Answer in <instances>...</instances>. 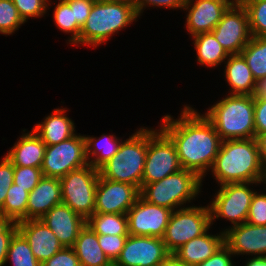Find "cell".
<instances>
[{"instance_id": "cell-1", "label": "cell", "mask_w": 266, "mask_h": 266, "mask_svg": "<svg viewBox=\"0 0 266 266\" xmlns=\"http://www.w3.org/2000/svg\"><path fill=\"white\" fill-rule=\"evenodd\" d=\"M179 117L164 115L160 128L174 142L182 169L195 172L203 180L223 140L204 114L194 108L185 105Z\"/></svg>"}, {"instance_id": "cell-2", "label": "cell", "mask_w": 266, "mask_h": 266, "mask_svg": "<svg viewBox=\"0 0 266 266\" xmlns=\"http://www.w3.org/2000/svg\"><path fill=\"white\" fill-rule=\"evenodd\" d=\"M263 165L255 138L222 141L211 167L219 185L238 182H260Z\"/></svg>"}, {"instance_id": "cell-3", "label": "cell", "mask_w": 266, "mask_h": 266, "mask_svg": "<svg viewBox=\"0 0 266 266\" xmlns=\"http://www.w3.org/2000/svg\"><path fill=\"white\" fill-rule=\"evenodd\" d=\"M204 116L223 141L255 138L253 96L230 94L211 106Z\"/></svg>"}, {"instance_id": "cell-4", "label": "cell", "mask_w": 266, "mask_h": 266, "mask_svg": "<svg viewBox=\"0 0 266 266\" xmlns=\"http://www.w3.org/2000/svg\"><path fill=\"white\" fill-rule=\"evenodd\" d=\"M134 5L130 0L117 2L95 1L79 35V44L97 47L107 42L113 34L137 21Z\"/></svg>"}, {"instance_id": "cell-5", "label": "cell", "mask_w": 266, "mask_h": 266, "mask_svg": "<svg viewBox=\"0 0 266 266\" xmlns=\"http://www.w3.org/2000/svg\"><path fill=\"white\" fill-rule=\"evenodd\" d=\"M146 154L147 128L141 127L121 141L117 153L99 168V174L105 179L134 185L140 191Z\"/></svg>"}, {"instance_id": "cell-6", "label": "cell", "mask_w": 266, "mask_h": 266, "mask_svg": "<svg viewBox=\"0 0 266 266\" xmlns=\"http://www.w3.org/2000/svg\"><path fill=\"white\" fill-rule=\"evenodd\" d=\"M202 185V179L195 172L181 169L160 181L142 184L140 196L149 203L174 211L195 199Z\"/></svg>"}, {"instance_id": "cell-7", "label": "cell", "mask_w": 266, "mask_h": 266, "mask_svg": "<svg viewBox=\"0 0 266 266\" xmlns=\"http://www.w3.org/2000/svg\"><path fill=\"white\" fill-rule=\"evenodd\" d=\"M99 169L90 164L70 171L60 180L62 203L86 221L94 214Z\"/></svg>"}, {"instance_id": "cell-8", "label": "cell", "mask_w": 266, "mask_h": 266, "mask_svg": "<svg viewBox=\"0 0 266 266\" xmlns=\"http://www.w3.org/2000/svg\"><path fill=\"white\" fill-rule=\"evenodd\" d=\"M209 206H189L172 212L164 237L169 253H174L182 245L201 236L211 227Z\"/></svg>"}, {"instance_id": "cell-9", "label": "cell", "mask_w": 266, "mask_h": 266, "mask_svg": "<svg viewBox=\"0 0 266 266\" xmlns=\"http://www.w3.org/2000/svg\"><path fill=\"white\" fill-rule=\"evenodd\" d=\"M181 169L177 149L171 138L161 128L147 129V154L142 184L160 181Z\"/></svg>"}, {"instance_id": "cell-10", "label": "cell", "mask_w": 266, "mask_h": 266, "mask_svg": "<svg viewBox=\"0 0 266 266\" xmlns=\"http://www.w3.org/2000/svg\"><path fill=\"white\" fill-rule=\"evenodd\" d=\"M259 182H238L220 185V189L208 205L210 209L211 224L214 219L224 218L233 225L247 222L251 200L256 191L251 190L250 185Z\"/></svg>"}, {"instance_id": "cell-11", "label": "cell", "mask_w": 266, "mask_h": 266, "mask_svg": "<svg viewBox=\"0 0 266 266\" xmlns=\"http://www.w3.org/2000/svg\"><path fill=\"white\" fill-rule=\"evenodd\" d=\"M85 135H74L63 142L46 146L42 174L61 179L72 170L88 165Z\"/></svg>"}, {"instance_id": "cell-12", "label": "cell", "mask_w": 266, "mask_h": 266, "mask_svg": "<svg viewBox=\"0 0 266 266\" xmlns=\"http://www.w3.org/2000/svg\"><path fill=\"white\" fill-rule=\"evenodd\" d=\"M211 32L230 55L240 54L252 37L246 8L235 1Z\"/></svg>"}, {"instance_id": "cell-13", "label": "cell", "mask_w": 266, "mask_h": 266, "mask_svg": "<svg viewBox=\"0 0 266 266\" xmlns=\"http://www.w3.org/2000/svg\"><path fill=\"white\" fill-rule=\"evenodd\" d=\"M172 212L147 202L139 195L126 214L129 235L163 238Z\"/></svg>"}, {"instance_id": "cell-14", "label": "cell", "mask_w": 266, "mask_h": 266, "mask_svg": "<svg viewBox=\"0 0 266 266\" xmlns=\"http://www.w3.org/2000/svg\"><path fill=\"white\" fill-rule=\"evenodd\" d=\"M168 254L162 238L128 235L113 266H158Z\"/></svg>"}, {"instance_id": "cell-15", "label": "cell", "mask_w": 266, "mask_h": 266, "mask_svg": "<svg viewBox=\"0 0 266 266\" xmlns=\"http://www.w3.org/2000/svg\"><path fill=\"white\" fill-rule=\"evenodd\" d=\"M139 195L140 191L134 185L99 175L94 213L127 214Z\"/></svg>"}, {"instance_id": "cell-16", "label": "cell", "mask_w": 266, "mask_h": 266, "mask_svg": "<svg viewBox=\"0 0 266 266\" xmlns=\"http://www.w3.org/2000/svg\"><path fill=\"white\" fill-rule=\"evenodd\" d=\"M236 0H185L186 30L192 37L211 32ZM194 2V3H193Z\"/></svg>"}, {"instance_id": "cell-17", "label": "cell", "mask_w": 266, "mask_h": 266, "mask_svg": "<svg viewBox=\"0 0 266 266\" xmlns=\"http://www.w3.org/2000/svg\"><path fill=\"white\" fill-rule=\"evenodd\" d=\"M225 244L236 255L266 256V225L247 222L224 230Z\"/></svg>"}, {"instance_id": "cell-18", "label": "cell", "mask_w": 266, "mask_h": 266, "mask_svg": "<svg viewBox=\"0 0 266 266\" xmlns=\"http://www.w3.org/2000/svg\"><path fill=\"white\" fill-rule=\"evenodd\" d=\"M63 247H73L86 220L64 203L57 204L40 219Z\"/></svg>"}, {"instance_id": "cell-19", "label": "cell", "mask_w": 266, "mask_h": 266, "mask_svg": "<svg viewBox=\"0 0 266 266\" xmlns=\"http://www.w3.org/2000/svg\"><path fill=\"white\" fill-rule=\"evenodd\" d=\"M17 227L41 264L63 248L58 238L40 219L20 221Z\"/></svg>"}, {"instance_id": "cell-20", "label": "cell", "mask_w": 266, "mask_h": 266, "mask_svg": "<svg viewBox=\"0 0 266 266\" xmlns=\"http://www.w3.org/2000/svg\"><path fill=\"white\" fill-rule=\"evenodd\" d=\"M60 203H62L60 180L43 176L29 192L27 220L41 219L49 210Z\"/></svg>"}, {"instance_id": "cell-21", "label": "cell", "mask_w": 266, "mask_h": 266, "mask_svg": "<svg viewBox=\"0 0 266 266\" xmlns=\"http://www.w3.org/2000/svg\"><path fill=\"white\" fill-rule=\"evenodd\" d=\"M19 138L5 155L7 159L14 166L41 168L46 144L33 130Z\"/></svg>"}, {"instance_id": "cell-22", "label": "cell", "mask_w": 266, "mask_h": 266, "mask_svg": "<svg viewBox=\"0 0 266 266\" xmlns=\"http://www.w3.org/2000/svg\"><path fill=\"white\" fill-rule=\"evenodd\" d=\"M207 230L204 234L182 245L174 254L183 262L196 266L211 257L225 244V233L210 235Z\"/></svg>"}, {"instance_id": "cell-23", "label": "cell", "mask_w": 266, "mask_h": 266, "mask_svg": "<svg viewBox=\"0 0 266 266\" xmlns=\"http://www.w3.org/2000/svg\"><path fill=\"white\" fill-rule=\"evenodd\" d=\"M66 110L64 108L54 109L52 114L45 117L41 124L38 123L33 127L32 130L46 146L63 142L76 134L74 122L67 117Z\"/></svg>"}, {"instance_id": "cell-24", "label": "cell", "mask_w": 266, "mask_h": 266, "mask_svg": "<svg viewBox=\"0 0 266 266\" xmlns=\"http://www.w3.org/2000/svg\"><path fill=\"white\" fill-rule=\"evenodd\" d=\"M225 80L231 86V95H250L253 96L256 80L247 65L246 60L241 54H233L225 61Z\"/></svg>"}, {"instance_id": "cell-25", "label": "cell", "mask_w": 266, "mask_h": 266, "mask_svg": "<svg viewBox=\"0 0 266 266\" xmlns=\"http://www.w3.org/2000/svg\"><path fill=\"white\" fill-rule=\"evenodd\" d=\"M73 249L81 266H113L101 249L97 234L87 225L80 231Z\"/></svg>"}, {"instance_id": "cell-26", "label": "cell", "mask_w": 266, "mask_h": 266, "mask_svg": "<svg viewBox=\"0 0 266 266\" xmlns=\"http://www.w3.org/2000/svg\"><path fill=\"white\" fill-rule=\"evenodd\" d=\"M85 140L87 161L92 167L97 169L117 153L120 141H122L114 134H102L98 139L85 135Z\"/></svg>"}, {"instance_id": "cell-27", "label": "cell", "mask_w": 266, "mask_h": 266, "mask_svg": "<svg viewBox=\"0 0 266 266\" xmlns=\"http://www.w3.org/2000/svg\"><path fill=\"white\" fill-rule=\"evenodd\" d=\"M193 39L197 53V61L201 66L217 67L230 56L212 32L195 35Z\"/></svg>"}, {"instance_id": "cell-28", "label": "cell", "mask_w": 266, "mask_h": 266, "mask_svg": "<svg viewBox=\"0 0 266 266\" xmlns=\"http://www.w3.org/2000/svg\"><path fill=\"white\" fill-rule=\"evenodd\" d=\"M86 225L97 235H129L126 214L94 213L86 221Z\"/></svg>"}, {"instance_id": "cell-29", "label": "cell", "mask_w": 266, "mask_h": 266, "mask_svg": "<svg viewBox=\"0 0 266 266\" xmlns=\"http://www.w3.org/2000/svg\"><path fill=\"white\" fill-rule=\"evenodd\" d=\"M29 192L12 184L8 189L4 207L0 210V220L20 222L27 220V203Z\"/></svg>"}, {"instance_id": "cell-30", "label": "cell", "mask_w": 266, "mask_h": 266, "mask_svg": "<svg viewBox=\"0 0 266 266\" xmlns=\"http://www.w3.org/2000/svg\"><path fill=\"white\" fill-rule=\"evenodd\" d=\"M240 54L256 81L266 78V38L252 36Z\"/></svg>"}, {"instance_id": "cell-31", "label": "cell", "mask_w": 266, "mask_h": 266, "mask_svg": "<svg viewBox=\"0 0 266 266\" xmlns=\"http://www.w3.org/2000/svg\"><path fill=\"white\" fill-rule=\"evenodd\" d=\"M53 19L55 26L65 33H71L69 44L78 45L81 27L74 20V0L68 2H58L56 4Z\"/></svg>"}, {"instance_id": "cell-32", "label": "cell", "mask_w": 266, "mask_h": 266, "mask_svg": "<svg viewBox=\"0 0 266 266\" xmlns=\"http://www.w3.org/2000/svg\"><path fill=\"white\" fill-rule=\"evenodd\" d=\"M8 260L13 266H41V263L33 255L28 241L19 231L10 241L6 262Z\"/></svg>"}, {"instance_id": "cell-33", "label": "cell", "mask_w": 266, "mask_h": 266, "mask_svg": "<svg viewBox=\"0 0 266 266\" xmlns=\"http://www.w3.org/2000/svg\"><path fill=\"white\" fill-rule=\"evenodd\" d=\"M247 10L251 36L266 38V0H236Z\"/></svg>"}, {"instance_id": "cell-34", "label": "cell", "mask_w": 266, "mask_h": 266, "mask_svg": "<svg viewBox=\"0 0 266 266\" xmlns=\"http://www.w3.org/2000/svg\"><path fill=\"white\" fill-rule=\"evenodd\" d=\"M25 22L12 0H0V33L11 35Z\"/></svg>"}, {"instance_id": "cell-35", "label": "cell", "mask_w": 266, "mask_h": 266, "mask_svg": "<svg viewBox=\"0 0 266 266\" xmlns=\"http://www.w3.org/2000/svg\"><path fill=\"white\" fill-rule=\"evenodd\" d=\"M14 184L31 192L43 177L42 169L37 167L14 166Z\"/></svg>"}, {"instance_id": "cell-36", "label": "cell", "mask_w": 266, "mask_h": 266, "mask_svg": "<svg viewBox=\"0 0 266 266\" xmlns=\"http://www.w3.org/2000/svg\"><path fill=\"white\" fill-rule=\"evenodd\" d=\"M12 2L24 22H27L29 18L43 17L47 13L46 0H12Z\"/></svg>"}, {"instance_id": "cell-37", "label": "cell", "mask_w": 266, "mask_h": 266, "mask_svg": "<svg viewBox=\"0 0 266 266\" xmlns=\"http://www.w3.org/2000/svg\"><path fill=\"white\" fill-rule=\"evenodd\" d=\"M127 238L128 236L97 235L101 249L112 263L119 257Z\"/></svg>"}, {"instance_id": "cell-38", "label": "cell", "mask_w": 266, "mask_h": 266, "mask_svg": "<svg viewBox=\"0 0 266 266\" xmlns=\"http://www.w3.org/2000/svg\"><path fill=\"white\" fill-rule=\"evenodd\" d=\"M247 223L265 226L266 225V194L255 192L248 212Z\"/></svg>"}, {"instance_id": "cell-39", "label": "cell", "mask_w": 266, "mask_h": 266, "mask_svg": "<svg viewBox=\"0 0 266 266\" xmlns=\"http://www.w3.org/2000/svg\"><path fill=\"white\" fill-rule=\"evenodd\" d=\"M14 165L4 156L0 163V210L4 207L8 189L14 183Z\"/></svg>"}, {"instance_id": "cell-40", "label": "cell", "mask_w": 266, "mask_h": 266, "mask_svg": "<svg viewBox=\"0 0 266 266\" xmlns=\"http://www.w3.org/2000/svg\"><path fill=\"white\" fill-rule=\"evenodd\" d=\"M17 231V222L0 220V266L6 264L9 244Z\"/></svg>"}, {"instance_id": "cell-41", "label": "cell", "mask_w": 266, "mask_h": 266, "mask_svg": "<svg viewBox=\"0 0 266 266\" xmlns=\"http://www.w3.org/2000/svg\"><path fill=\"white\" fill-rule=\"evenodd\" d=\"M41 266H81L73 247H63Z\"/></svg>"}, {"instance_id": "cell-42", "label": "cell", "mask_w": 266, "mask_h": 266, "mask_svg": "<svg viewBox=\"0 0 266 266\" xmlns=\"http://www.w3.org/2000/svg\"><path fill=\"white\" fill-rule=\"evenodd\" d=\"M131 3L134 5L135 11L138 16H141V13H143V9L146 8V6H155V7H165V8H171V9H177L181 8L183 9L185 0H130Z\"/></svg>"}, {"instance_id": "cell-43", "label": "cell", "mask_w": 266, "mask_h": 266, "mask_svg": "<svg viewBox=\"0 0 266 266\" xmlns=\"http://www.w3.org/2000/svg\"><path fill=\"white\" fill-rule=\"evenodd\" d=\"M233 255L230 248L224 244L211 257L196 266H234L231 260Z\"/></svg>"}, {"instance_id": "cell-44", "label": "cell", "mask_w": 266, "mask_h": 266, "mask_svg": "<svg viewBox=\"0 0 266 266\" xmlns=\"http://www.w3.org/2000/svg\"><path fill=\"white\" fill-rule=\"evenodd\" d=\"M255 135L266 133V98L254 97Z\"/></svg>"}, {"instance_id": "cell-45", "label": "cell", "mask_w": 266, "mask_h": 266, "mask_svg": "<svg viewBox=\"0 0 266 266\" xmlns=\"http://www.w3.org/2000/svg\"><path fill=\"white\" fill-rule=\"evenodd\" d=\"M95 0H74V20L82 28L86 23Z\"/></svg>"}, {"instance_id": "cell-46", "label": "cell", "mask_w": 266, "mask_h": 266, "mask_svg": "<svg viewBox=\"0 0 266 266\" xmlns=\"http://www.w3.org/2000/svg\"><path fill=\"white\" fill-rule=\"evenodd\" d=\"M255 141L259 151L260 162L266 167V133L255 135Z\"/></svg>"}, {"instance_id": "cell-47", "label": "cell", "mask_w": 266, "mask_h": 266, "mask_svg": "<svg viewBox=\"0 0 266 266\" xmlns=\"http://www.w3.org/2000/svg\"><path fill=\"white\" fill-rule=\"evenodd\" d=\"M158 266H191L181 261L174 253H169L168 256Z\"/></svg>"}, {"instance_id": "cell-48", "label": "cell", "mask_w": 266, "mask_h": 266, "mask_svg": "<svg viewBox=\"0 0 266 266\" xmlns=\"http://www.w3.org/2000/svg\"><path fill=\"white\" fill-rule=\"evenodd\" d=\"M253 97L266 98V78L256 81Z\"/></svg>"}, {"instance_id": "cell-49", "label": "cell", "mask_w": 266, "mask_h": 266, "mask_svg": "<svg viewBox=\"0 0 266 266\" xmlns=\"http://www.w3.org/2000/svg\"><path fill=\"white\" fill-rule=\"evenodd\" d=\"M248 260L245 266H266V256H254Z\"/></svg>"}, {"instance_id": "cell-50", "label": "cell", "mask_w": 266, "mask_h": 266, "mask_svg": "<svg viewBox=\"0 0 266 266\" xmlns=\"http://www.w3.org/2000/svg\"><path fill=\"white\" fill-rule=\"evenodd\" d=\"M263 182L266 184V167L263 168L261 179H260L259 183L261 184Z\"/></svg>"}, {"instance_id": "cell-51", "label": "cell", "mask_w": 266, "mask_h": 266, "mask_svg": "<svg viewBox=\"0 0 266 266\" xmlns=\"http://www.w3.org/2000/svg\"><path fill=\"white\" fill-rule=\"evenodd\" d=\"M98 2H117V1H121V0H95Z\"/></svg>"}, {"instance_id": "cell-52", "label": "cell", "mask_w": 266, "mask_h": 266, "mask_svg": "<svg viewBox=\"0 0 266 266\" xmlns=\"http://www.w3.org/2000/svg\"><path fill=\"white\" fill-rule=\"evenodd\" d=\"M71 0H59V2H68ZM47 4H48V9H49V5H51L49 2H51L50 0H46Z\"/></svg>"}]
</instances>
